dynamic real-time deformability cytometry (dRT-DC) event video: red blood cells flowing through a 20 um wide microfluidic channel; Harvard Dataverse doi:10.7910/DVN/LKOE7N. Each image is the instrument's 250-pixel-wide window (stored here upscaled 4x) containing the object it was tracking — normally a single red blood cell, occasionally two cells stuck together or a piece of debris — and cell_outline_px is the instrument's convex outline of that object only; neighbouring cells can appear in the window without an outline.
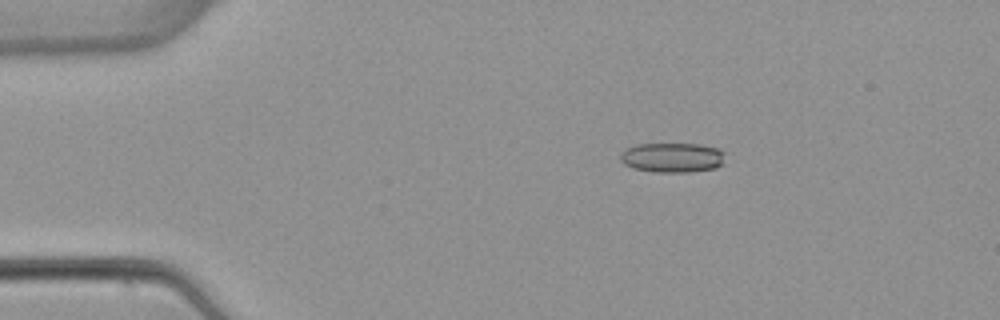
{"species": "common noctule bat (a hibernating species)", "species_latin": "Nyctalus noctula", "temperature_condition": "warm", "stored_images_in_passage": 4, "camera_frame_rate_fps": 3000, "um_per_image_px": 0.085, "animal": {"sex": "female", "body_mass_g": 22.7, "forearm_length_mm": 54.2}, "frame": {"image": 1, "passage_image": 3, "time_ms": 2.667, "image_size_px": [1000, 320], "cell_outline_px": [[724, 164], [716, 168], [688, 172], [652, 172], [632, 168], [624, 164], [620, 160], [620, 152], [624, 148], [636, 144], [700, 144], [720, 148], [724, 152]], "centroid_in_image_um": [57.14, 13.39], "position_along_channel_um": 27.9, "area_um2": 18.55}}